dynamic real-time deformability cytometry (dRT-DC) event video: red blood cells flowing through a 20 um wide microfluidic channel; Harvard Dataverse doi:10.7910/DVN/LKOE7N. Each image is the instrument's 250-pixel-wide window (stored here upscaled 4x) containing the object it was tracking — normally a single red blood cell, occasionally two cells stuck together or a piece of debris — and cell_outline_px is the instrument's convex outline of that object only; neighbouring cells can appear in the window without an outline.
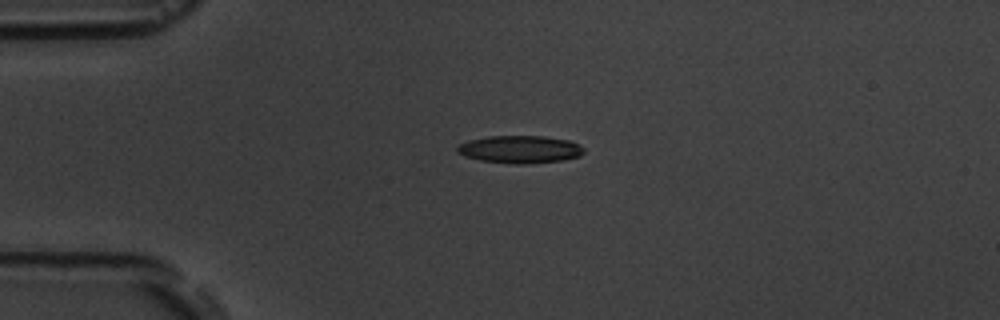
{"species": "common noctule bat (a hibernating species)", "species_latin": "Nyctalus noctula", "temperature_condition": "room temperature", "stored_images_in_passage": 3, "camera_frame_rate_fps": 3000, "um_per_image_px": 0.085, "animal": {"sex": "male", "body_mass_g": 19.5, "forearm_length_mm": 54.6}, "frame": {"image": 1, "passage_image": 1, "time_ms": 0.0, "image_size_px": [1000, 320], "cell_outline_px": [[584, 152], [580, 156], [560, 160], [520, 164], [512, 164], [480, 160], [464, 156], [456, 152], [456, 148], [460, 144], [468, 140], [488, 136], [544, 136], [568, 140], [580, 144], [584, 148]], "centroid_in_image_um": [44.18, 12.69], "position_along_channel_um": 40.8, "area_um2": 20.35}}
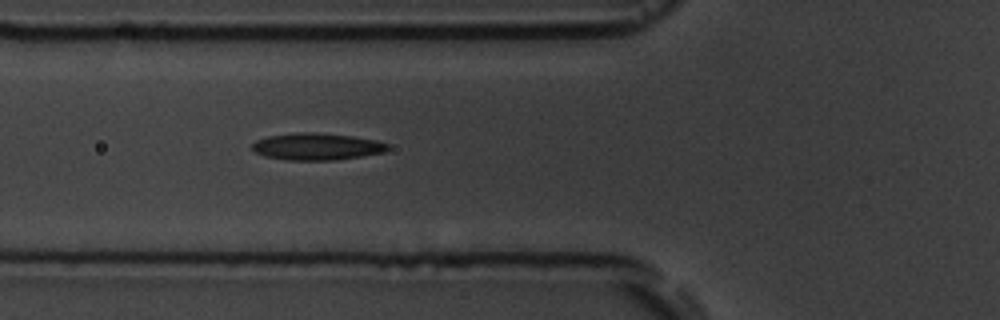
{"frame": {"image": 2, "passage_image": 3, "time_ms": 2.333, "image_size_px": [1000, 320], "cell_outline_px": [[388, 148], [384, 152], [336, 160], [288, 160], [264, 156], [256, 152], [252, 148], [252, 144], [256, 140], [268, 136], [296, 132], [316, 132], [352, 136], [376, 140], [388, 144]], "centroid_in_image_um": [26.9, 12.45], "position_along_channel_um": 98.9, "area_um2": 21.21}}